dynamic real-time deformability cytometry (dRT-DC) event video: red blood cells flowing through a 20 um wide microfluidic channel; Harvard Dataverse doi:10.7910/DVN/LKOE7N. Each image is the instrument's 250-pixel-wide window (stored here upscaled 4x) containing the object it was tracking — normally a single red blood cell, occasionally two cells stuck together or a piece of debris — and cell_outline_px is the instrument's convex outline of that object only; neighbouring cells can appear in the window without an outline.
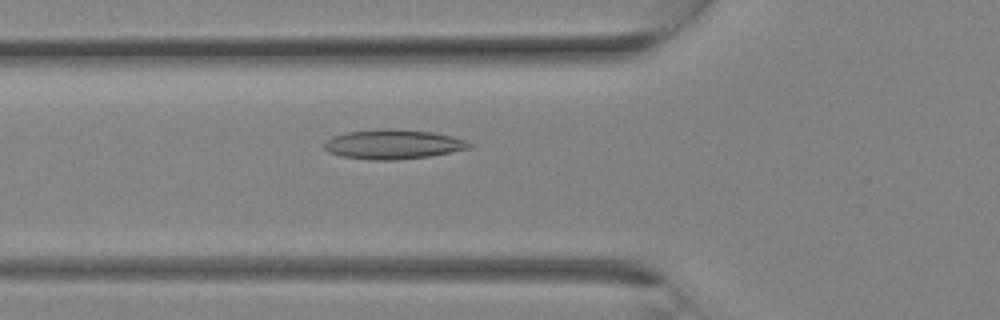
{"species": "Egyptian fruit bat (a non-hibernating species)", "species_latin": "Rousettus aegyptiacus", "temperature_condition": "room temperature", "stored_images_in_passage": 12, "camera_frame_rate_fps": 3000, "um_per_image_px": 0.085, "animal": {"sex": "female"}, "frame": {"image": 1, "passage_image": 10, "time_ms": 3.0, "image_size_px": [1000, 320], "cell_outline_px": [[472, 144], [468, 148], [432, 156], [396, 160], [368, 160], [340, 156], [328, 152], [324, 148], [324, 140], [332, 136], [348, 132], [376, 128], [392, 128], [432, 132], [452, 136], [464, 140]], "centroid_in_image_um": [33.35, 12.26], "position_along_channel_um": 92.5, "area_um2": 25.2}}
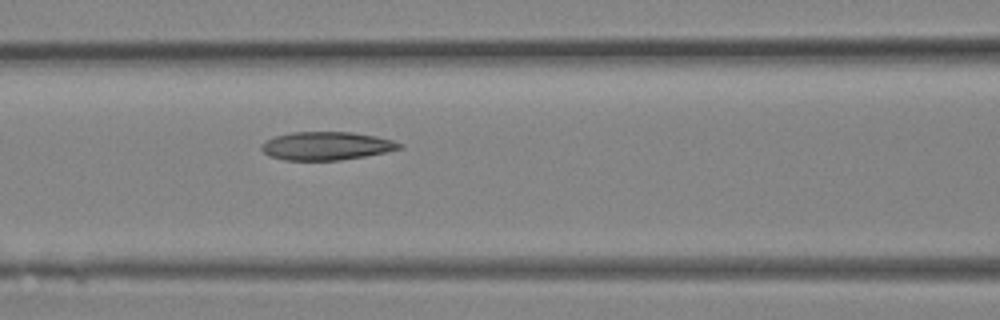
{"frame": {"image": 2, "passage_image": 12, "time_ms": 3.667, "image_size_px": [1000, 320], "cell_outline_px": [[404, 148], [364, 156], [340, 160], [284, 160], [268, 156], [260, 148], [260, 144], [264, 140], [276, 136], [292, 132], [352, 132], [376, 136], [392, 140], [404, 144]], "centroid_in_image_um": [27.72, 12.4], "position_along_channel_um": 138.9, "area_um2": 22.83}}